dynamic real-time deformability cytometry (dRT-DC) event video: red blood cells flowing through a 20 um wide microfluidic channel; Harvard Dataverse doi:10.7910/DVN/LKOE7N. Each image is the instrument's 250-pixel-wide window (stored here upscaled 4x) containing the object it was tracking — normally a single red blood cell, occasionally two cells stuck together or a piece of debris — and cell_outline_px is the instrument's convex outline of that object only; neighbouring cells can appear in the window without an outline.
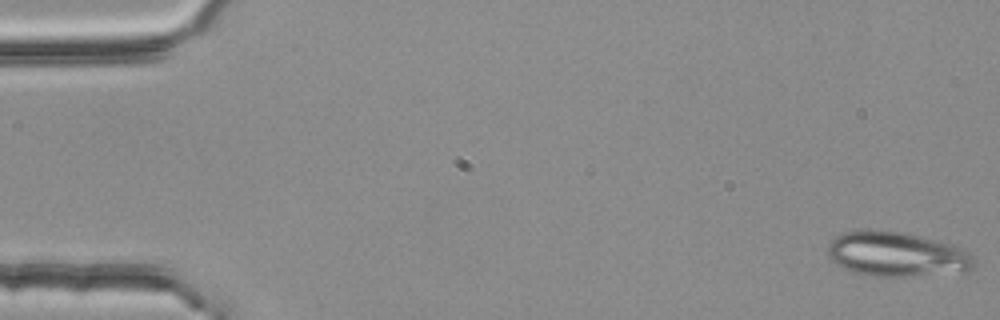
{"species": "common noctule bat (a hibernating species)", "species_latin": "Nyctalus noctula", "temperature_condition": "room temperature", "stored_images_in_passage": 4, "camera_frame_rate_fps": 3000, "um_per_image_px": 0.085, "animal": {"sex": "female", "body_mass_g": 25.1}, "frame": {"image": 1, "passage_image": 1, "time_ms": 0.0, "image_size_px": [1000, 320], "cell_outline_px": [[976, 264], [968, 272], [912, 276], [872, 276], [856, 272], [844, 268], [836, 264], [828, 256], [828, 244], [836, 236], [844, 232], [900, 232], [952, 244], [968, 252], [972, 256]], "centroid_in_image_um": [76.27, 21.65], "position_along_channel_um": 8.7, "area_um2": 37.4}}